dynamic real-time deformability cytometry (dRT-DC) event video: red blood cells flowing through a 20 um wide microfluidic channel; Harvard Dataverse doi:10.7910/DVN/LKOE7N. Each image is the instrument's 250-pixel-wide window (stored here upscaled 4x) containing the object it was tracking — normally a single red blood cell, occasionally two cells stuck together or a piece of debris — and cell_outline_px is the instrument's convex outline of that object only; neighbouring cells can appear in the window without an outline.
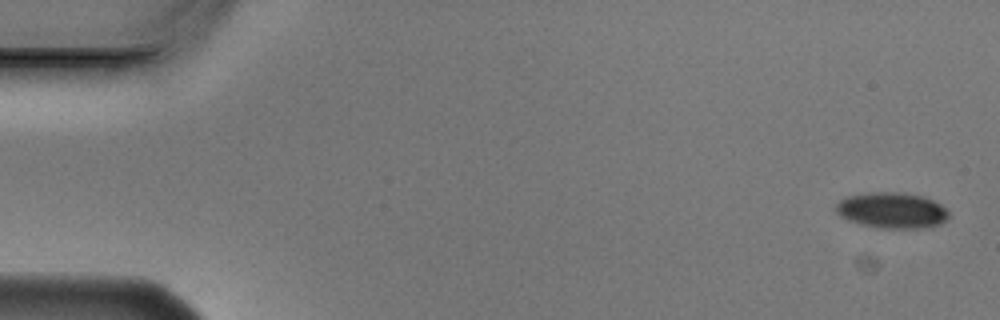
{"species": "Egyptian fruit bat (a non-hibernating species)", "species_latin": "Rousettus aegyptiacus", "temperature_condition": "cold", "stored_images_in_passage": 5, "camera_frame_rate_fps": 3000, "um_per_image_px": 0.085, "animal": {"sex": "male"}, "frame": {"image": 1, "passage_image": 1, "time_ms": 0.0, "image_size_px": [1000, 320], "cell_outline_px": [[948, 220], [940, 224], [928, 228], [880, 228], [860, 224], [848, 220], [840, 216], [836, 212], [836, 204], [844, 196], [868, 192], [904, 192], [924, 196], [940, 204], [948, 212]], "centroid_in_image_um": [75.8, 17.87], "position_along_channel_um": 9.2, "area_um2": 23.87}}
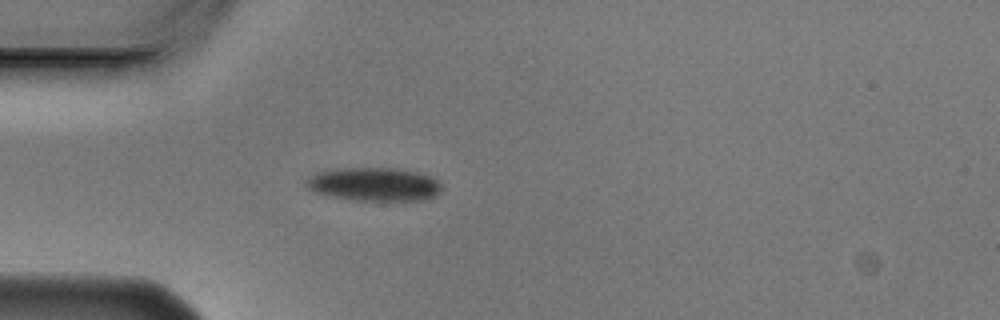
{"frame": {"image": 2, "passage_image": 5, "time_ms": 1.333, "image_size_px": [1000, 320], "cell_outline_px": [[440, 192], [436, 196], [428, 200], [356, 200], [328, 196], [316, 192], [308, 188], [304, 184], [304, 180], [308, 176], [316, 172], [328, 168], [396, 168], [420, 172], [432, 176], [440, 184]], "centroid_in_image_um": [31.76, 15.65], "position_along_channel_um": 53.2, "area_um2": 26.88}}